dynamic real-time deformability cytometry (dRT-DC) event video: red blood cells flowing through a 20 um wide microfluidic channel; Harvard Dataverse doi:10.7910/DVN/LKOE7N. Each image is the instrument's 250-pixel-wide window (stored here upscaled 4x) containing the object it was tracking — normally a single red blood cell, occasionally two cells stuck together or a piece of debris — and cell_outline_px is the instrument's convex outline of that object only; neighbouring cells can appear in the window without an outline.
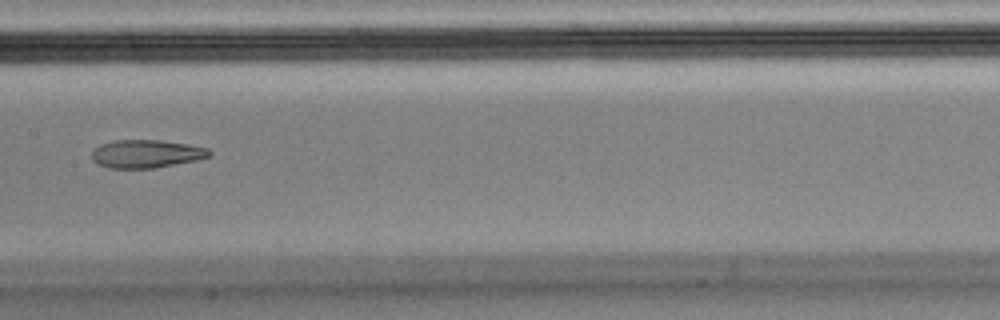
{"species": "Egyptian fruit bat (a non-hibernating species)", "species_latin": "Rousettus aegyptiacus", "temperature_condition": "cold", "stored_images_in_passage": 9, "camera_frame_rate_fps": 3000, "um_per_image_px": 0.085, "animal": {"sex": "male"}, "frame": {"image": 1, "passage_image": 8, "time_ms": 2.333, "image_size_px": [1000, 320], "cell_outline_px": [[212, 156], [196, 160], [152, 168], [108, 168], [96, 164], [92, 160], [92, 152], [100, 144], [112, 140], [160, 140], [188, 144], [208, 148], [212, 152]], "centroid_in_image_um": [12.42, 13.07], "position_along_channel_um": 195.0, "area_um2": 19.31}}
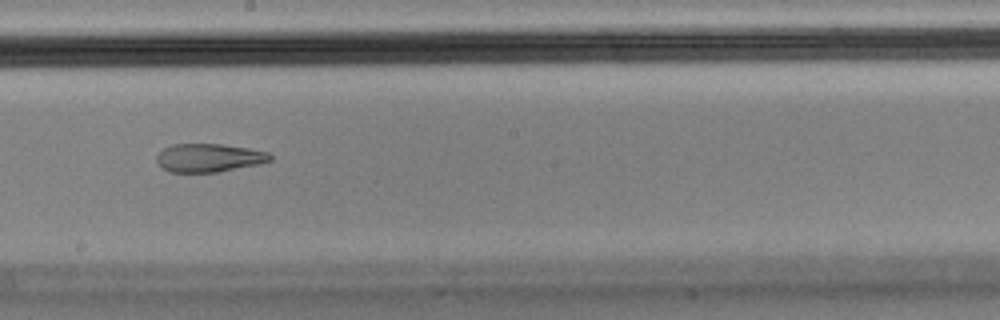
{"frame": {"image": 2, "passage_image": 9, "time_ms": 2.667, "image_size_px": [1000, 320], "cell_outline_px": [[272, 160], [260, 164], [216, 172], [168, 172], [160, 168], [156, 160], [156, 156], [164, 148], [172, 144], [220, 144], [248, 148], [268, 152], [272, 156]], "centroid_in_image_um": [17.73, 13.42], "position_along_channel_um": 230.5, "area_um2": 18.84}}